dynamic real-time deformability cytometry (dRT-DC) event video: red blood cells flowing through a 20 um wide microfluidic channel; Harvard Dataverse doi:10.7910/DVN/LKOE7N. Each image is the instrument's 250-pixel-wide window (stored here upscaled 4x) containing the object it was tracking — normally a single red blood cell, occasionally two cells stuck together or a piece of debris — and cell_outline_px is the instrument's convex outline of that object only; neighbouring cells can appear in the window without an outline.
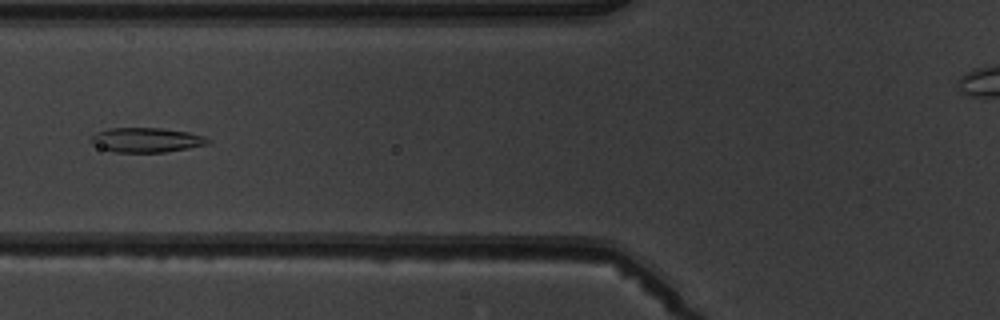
{"species": "common noctule bat (a hibernating species)", "species_latin": "Nyctalus noctula", "temperature_condition": "warm", "stored_images_in_passage": 6, "camera_frame_rate_fps": 3000, "um_per_image_px": 0.085, "animal": {"sex": "male", "body_mass_g": 19.5, "forearm_length_mm": 54.6}, "frame": {"image": 1, "passage_image": 5, "time_ms": 4.667, "image_size_px": [1000, 320], "cell_outline_px": [[212, 140], [208, 144], [188, 148], [164, 152], [116, 152], [100, 148], [92, 144], [92, 136], [96, 132], [108, 128], [160, 128], [188, 132], [204, 136]], "centroid_in_image_um": [12.45, 11.89], "position_along_channel_um": 113.3, "area_um2": 16.7}}
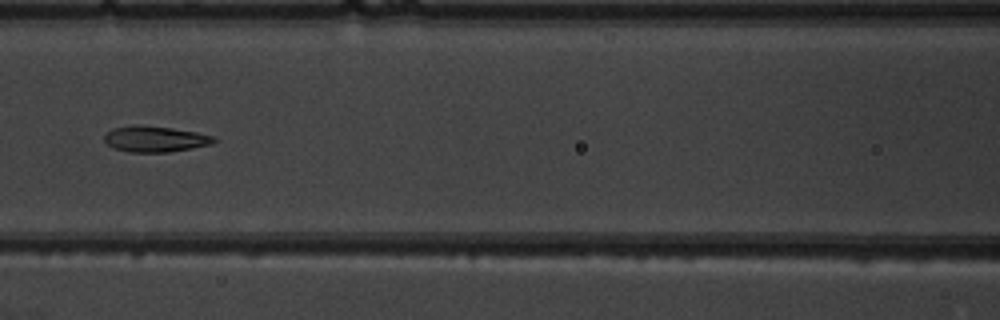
{"frame": {"image": 2, "passage_image": 6, "time_ms": 5.667, "image_size_px": [1000, 320], "cell_outline_px": [[216, 140], [212, 144], [192, 148], [168, 152], [128, 152], [112, 148], [104, 140], [104, 136], [112, 128], [132, 124], [136, 124], [172, 128], [196, 132], [216, 136]], "centroid_in_image_um": [13.17, 11.81], "position_along_channel_um": 153.4, "area_um2": 16.7}}